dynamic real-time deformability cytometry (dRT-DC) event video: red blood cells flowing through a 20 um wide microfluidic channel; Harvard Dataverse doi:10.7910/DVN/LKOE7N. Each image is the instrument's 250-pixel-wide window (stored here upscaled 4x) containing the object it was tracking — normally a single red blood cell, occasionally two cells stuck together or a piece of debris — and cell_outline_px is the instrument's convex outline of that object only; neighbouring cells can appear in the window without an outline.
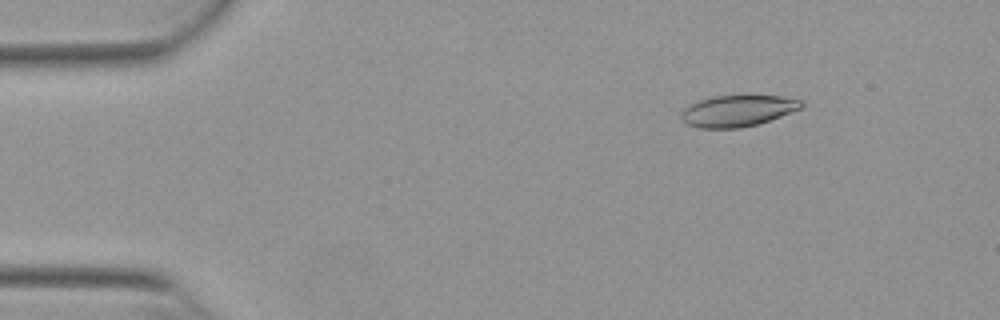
{"species": "Egyptian fruit bat (a non-hibernating species)", "species_latin": "Rousettus aegyptiacus", "temperature_condition": "warm", "stored_images_in_passage": 53, "camera_frame_rate_fps": 3000, "um_per_image_px": 0.085, "animal": {"sex": "female"}, "frame": {"image": 1, "passage_image": 7, "time_ms": 2.0, "image_size_px": [1000, 320], "cell_outline_px": [[804, 108], [756, 124], [740, 128], [700, 128], [688, 124], [680, 116], [680, 112], [684, 108], [700, 100], [712, 96], [748, 92], [784, 96], [804, 100]], "centroid_in_image_um": [62.78, 9.35], "position_along_channel_um": 22.2, "area_um2": 22.89}}
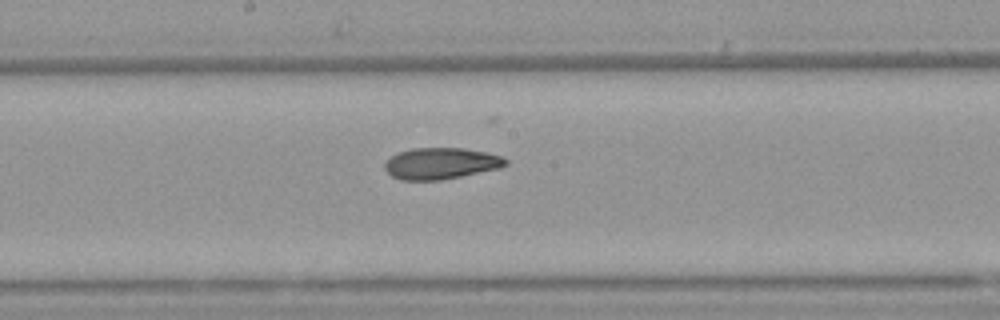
{"frame": {"image": 2, "passage_image": 28, "time_ms": 9.0, "image_size_px": [1000, 320], "cell_outline_px": [[508, 164], [500, 168], [440, 180], [400, 180], [392, 176], [384, 168], [384, 164], [396, 152], [412, 148], [464, 148], [488, 152], [504, 156], [508, 160]], "centroid_in_image_um": [37.5, 13.88], "position_along_channel_um": 210.7, "area_um2": 22.25}}
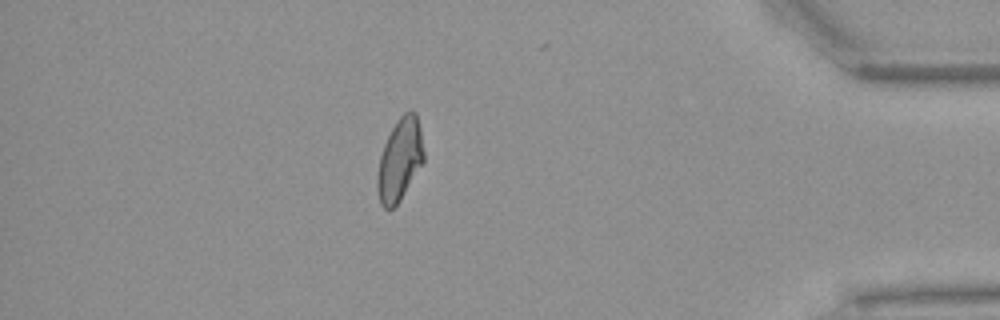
{"frame": {"image": 3, "passage_image": 46, "time_ms": 15.0, "image_size_px": [1000, 320], "cell_outline_px": [[424, 160], [400, 200], [392, 208], [384, 208], [380, 204], [376, 188], [376, 176], [380, 156], [384, 144], [396, 120], [404, 112], [412, 108], [416, 112], [420, 128], [424, 152]], "centroid_in_image_um": [33.97, 13.54], "position_along_channel_um": 401.2, "area_um2": 22.31}, "authors_computed_cell_mechanics": {"area_um2": 22.7732, "velocity_mm_per_s": 3.8676, "shape_relaxation_time_tau1_ms": null, "shape_relaxation_time_tau2_ms": 2.7823, "deformation_change_tau1": null, "deformation_change_tau2": 0.0942}}